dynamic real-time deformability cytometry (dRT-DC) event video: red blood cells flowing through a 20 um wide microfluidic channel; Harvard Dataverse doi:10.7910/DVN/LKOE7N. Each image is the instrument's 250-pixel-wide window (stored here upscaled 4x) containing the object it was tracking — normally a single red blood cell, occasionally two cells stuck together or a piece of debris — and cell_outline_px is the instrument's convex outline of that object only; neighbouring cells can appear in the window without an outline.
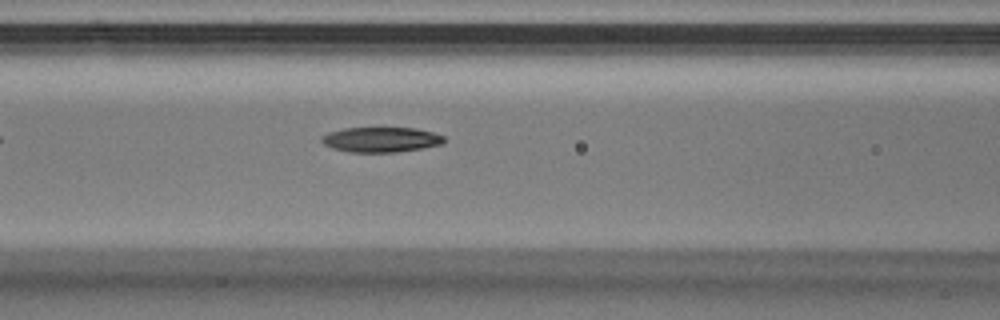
{"species": "Egyptian fruit bat (a non-hibernating species)", "species_latin": "Rousettus aegyptiacus", "temperature_condition": "warm", "stored_images_in_passage": 22, "camera_frame_rate_fps": 3000, "um_per_image_px": 0.085, "animal": {"sex": "male"}, "frame": {"image": 1, "passage_image": 6, "time_ms": 1.667, "image_size_px": [1000, 320], "cell_outline_px": [[444, 144], [424, 148], [396, 152], [348, 152], [332, 148], [324, 144], [320, 140], [320, 136], [328, 132], [344, 128], [416, 128], [432, 132], [444, 136]], "centroid_in_image_um": [32.37, 11.87], "position_along_channel_um": 134.2, "area_um2": 18.03}}
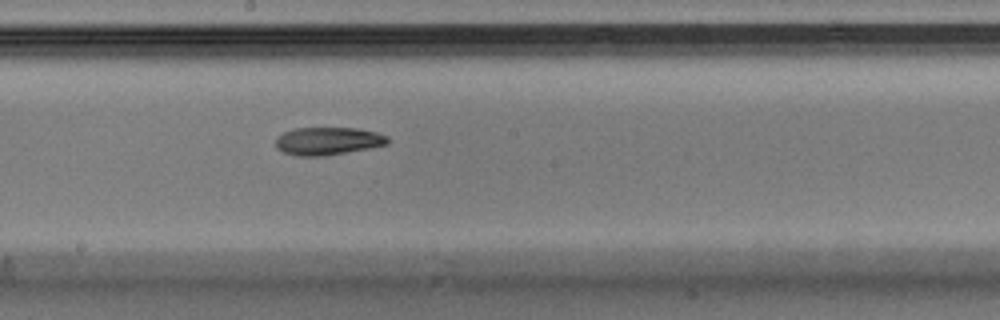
{"frame": {"image": 2, "passage_image": 11, "time_ms": 3.333, "image_size_px": [1000, 320], "cell_outline_px": [[388, 144], [368, 148], [320, 156], [296, 156], [284, 152], [276, 148], [276, 136], [292, 128], [356, 128], [376, 132], [388, 136]], "centroid_in_image_um": [27.83, 11.98], "position_along_channel_um": 220.4, "area_um2": 18.03}}
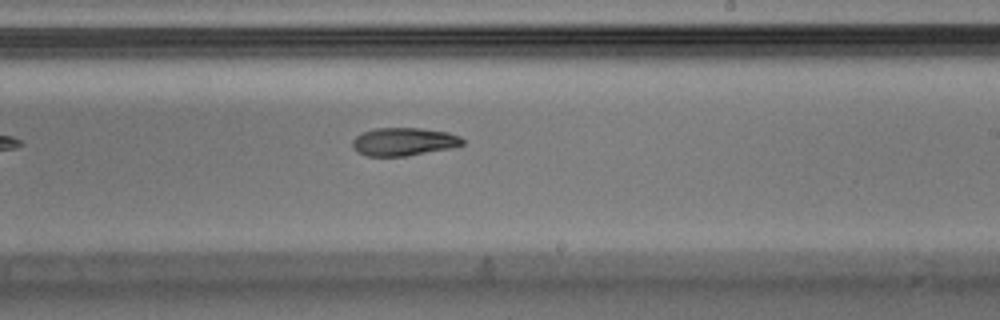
{"frame": {"image": 3, "passage_image": 13, "time_ms": 4.0, "image_size_px": [1000, 320], "cell_outline_px": [[464, 144], [452, 148], [404, 156], [364, 156], [356, 152], [352, 148], [352, 140], [356, 136], [364, 132], [376, 128], [420, 128], [448, 132], [460, 136], [464, 140]], "centroid_in_image_um": [34.3, 12.05], "position_along_channel_um": 254.7, "area_um2": 18.09}}